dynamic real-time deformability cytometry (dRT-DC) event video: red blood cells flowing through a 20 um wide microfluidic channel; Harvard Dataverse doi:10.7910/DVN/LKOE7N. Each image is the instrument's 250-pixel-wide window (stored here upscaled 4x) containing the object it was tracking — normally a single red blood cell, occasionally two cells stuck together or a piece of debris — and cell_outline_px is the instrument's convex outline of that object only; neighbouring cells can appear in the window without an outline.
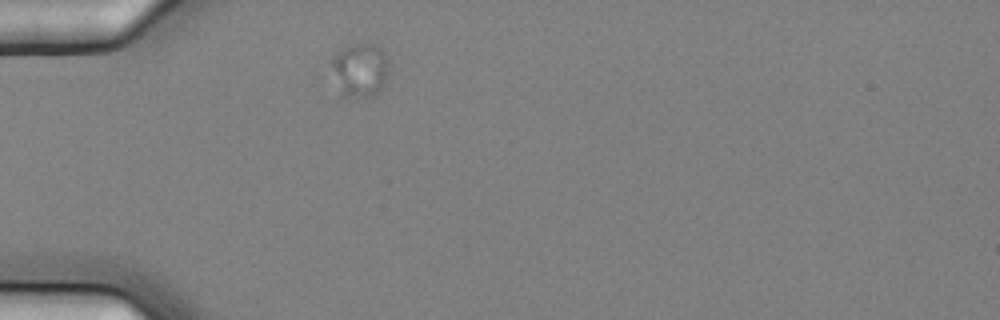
{"species": "common noctule bat (a hibernating species)", "species_latin": "Nyctalus noctula", "temperature_condition": "cold", "stored_images_in_passage": 1, "camera_frame_rate_fps": 3000, "um_per_image_px": 0.085, "animal": {"sex": "female", "body_mass_g": 25.1}, "frame": {"image": 1, "passage_image": 1, "time_ms": 0.0, "image_size_px": [1000, 320], "cell_outline_px": [[388, 80], [380, 92], [376, 96], [340, 96], [332, 64], [332, 56], [340, 48], [348, 44], [376, 44], [388, 56]], "centroid_in_image_um": [30.64, 5.94], "position_along_channel_um": 54.4, "area_um2": 18.38}}